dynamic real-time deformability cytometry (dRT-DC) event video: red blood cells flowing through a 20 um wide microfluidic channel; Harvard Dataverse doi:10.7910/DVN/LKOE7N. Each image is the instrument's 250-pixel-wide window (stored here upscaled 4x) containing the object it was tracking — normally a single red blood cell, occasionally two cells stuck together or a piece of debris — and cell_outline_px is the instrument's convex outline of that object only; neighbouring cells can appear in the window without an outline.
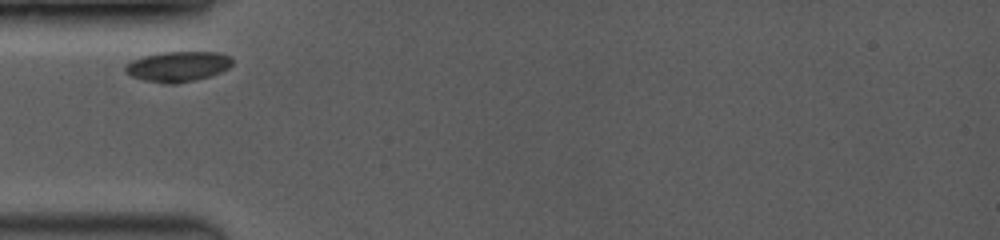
{"species": "common noctule bat (a hibernating species)", "species_latin": "Nyctalus noctula", "temperature_condition": "room temperature", "stored_images_in_passage": 33, "camera_frame_rate_fps": 3500, "um_per_image_px": 0.085, "animal": {"sex": "female", "body_mass_g": 19.0, "forearm_length_mm": 53.3}, "frame": {"image": 1, "passage_image": 1, "time_ms": 0.0, "image_size_px": [1000, 240], "cell_outline_px": [[232, 64], [228, 68], [220, 72], [208, 76], [176, 84], [164, 84], [144, 80], [132, 76], [124, 72], [124, 68], [132, 60], [144, 56], [164, 52], [216, 52], [232, 56]], "centroid_in_image_um": [15.12, 5.65], "position_along_channel_um": 69.9, "area_um2": 18.73}}
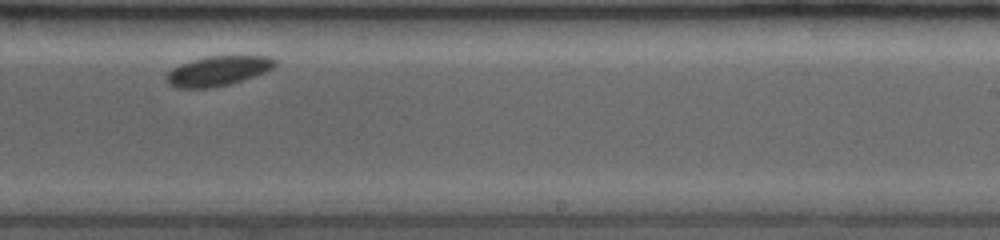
{"frame": {"image": 2, "passage_image": 18, "time_ms": 5.429, "image_size_px": [1000, 240], "cell_outline_px": [[276, 64], [272, 68], [264, 72], [232, 84], [212, 88], [172, 88], [164, 80], [168, 72], [172, 68], [180, 64], [192, 60], [208, 56], [272, 56], [276, 60]], "centroid_in_image_um": [18.48, 6.04], "position_along_channel_um": 270.5, "area_um2": 19.02}}
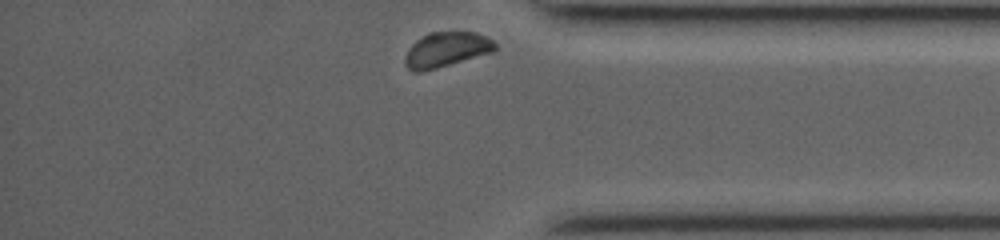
{"frame": {"image": 3, "passage_image": 33, "time_ms": 8.857, "image_size_px": [1000, 240], "cell_outline_px": [[496, 48], [492, 52], [436, 68], [420, 72], [412, 72], [404, 64], [404, 56], [408, 48], [416, 40], [428, 32], [476, 32], [492, 40], [496, 44]], "centroid_in_image_um": [37.88, 4.21], "position_along_channel_um": 397.3, "area_um2": 18.26}}